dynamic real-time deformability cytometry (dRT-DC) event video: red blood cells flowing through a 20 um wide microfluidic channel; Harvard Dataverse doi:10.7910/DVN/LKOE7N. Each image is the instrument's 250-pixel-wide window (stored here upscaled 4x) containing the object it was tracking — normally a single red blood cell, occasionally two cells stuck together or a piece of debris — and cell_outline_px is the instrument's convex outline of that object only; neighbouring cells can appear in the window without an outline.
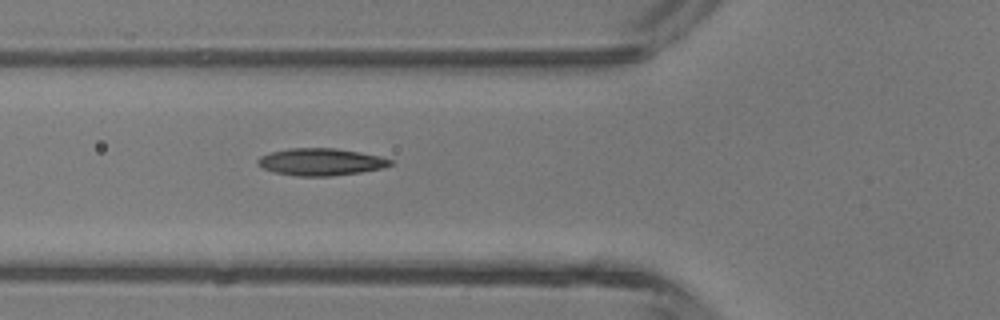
{"species": "common noctule bat (a hibernating species)", "species_latin": "Nyctalus noctula", "temperature_condition": "room temperature", "stored_images_in_passage": 3, "camera_frame_rate_fps": 3000, "um_per_image_px": 0.085, "animal": {"sex": "male", "body_mass_g": 13.3}, "frame": {"image": 1, "passage_image": 3, "time_ms": 2.333, "image_size_px": [1000, 320], "cell_outline_px": [[392, 164], [384, 168], [360, 172], [332, 176], [296, 176], [272, 172], [256, 164], [256, 160], [260, 156], [268, 152], [288, 148], [336, 148], [360, 152], [380, 156], [392, 160]], "centroid_in_image_um": [27.23, 13.76], "position_along_channel_um": 98.6, "area_um2": 21.21}}